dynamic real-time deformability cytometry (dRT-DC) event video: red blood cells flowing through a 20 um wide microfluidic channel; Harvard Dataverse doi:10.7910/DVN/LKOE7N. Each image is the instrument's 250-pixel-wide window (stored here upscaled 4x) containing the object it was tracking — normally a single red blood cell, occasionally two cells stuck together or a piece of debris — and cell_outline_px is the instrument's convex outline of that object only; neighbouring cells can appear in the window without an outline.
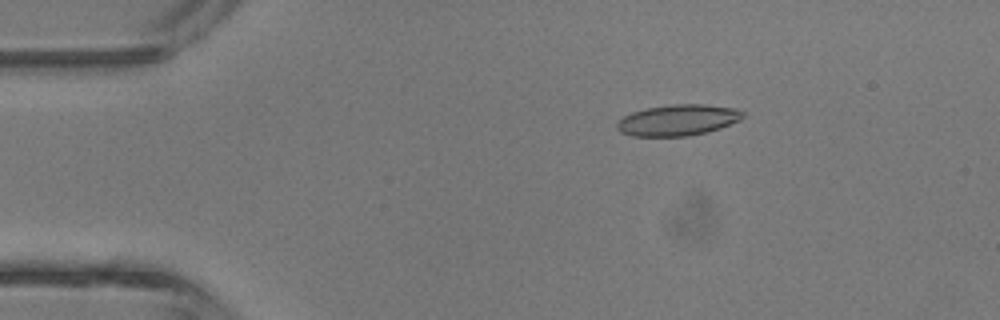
{"species": "common noctule bat (a hibernating species)", "species_latin": "Nyctalus noctula", "temperature_condition": "room temperature", "stored_images_in_passage": 5, "camera_frame_rate_fps": 3000, "um_per_image_px": 0.085, "animal": {"sex": "male", "body_mass_g": 13.3}, "frame": {"image": 1, "passage_image": 3, "time_ms": 2.333, "image_size_px": [1000, 320], "cell_outline_px": [[744, 116], [740, 120], [720, 128], [708, 132], [688, 136], [632, 136], [620, 132], [616, 128], [616, 124], [624, 116], [632, 112], [644, 108], [672, 104], [704, 104], [732, 108], [744, 112]], "centroid_in_image_um": [57.6, 10.21], "position_along_channel_um": 27.4, "area_um2": 22.83}}
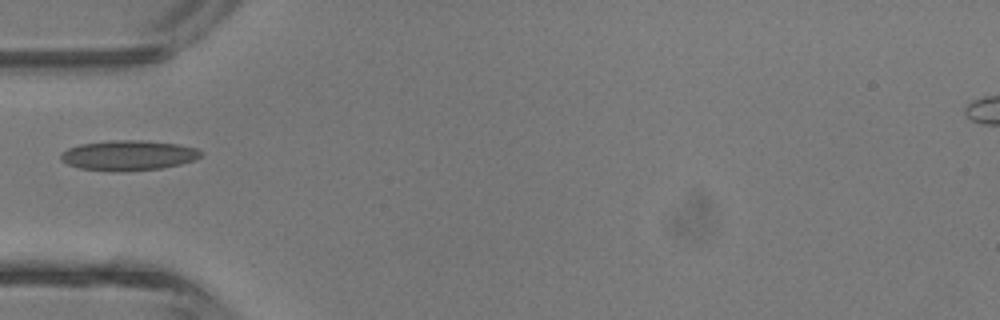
{"frame": {"image": 2, "passage_image": 5, "time_ms": 4.667, "image_size_px": [1000, 320], "cell_outline_px": [[204, 152], [200, 156], [192, 160], [180, 164], [160, 168], [80, 168], [68, 164], [60, 160], [60, 152], [68, 148], [80, 144], [112, 140], [140, 140], [176, 144], [196, 148]], "centroid_in_image_um": [10.9, 13.14], "position_along_channel_um": 74.1, "area_um2": 23.29}}